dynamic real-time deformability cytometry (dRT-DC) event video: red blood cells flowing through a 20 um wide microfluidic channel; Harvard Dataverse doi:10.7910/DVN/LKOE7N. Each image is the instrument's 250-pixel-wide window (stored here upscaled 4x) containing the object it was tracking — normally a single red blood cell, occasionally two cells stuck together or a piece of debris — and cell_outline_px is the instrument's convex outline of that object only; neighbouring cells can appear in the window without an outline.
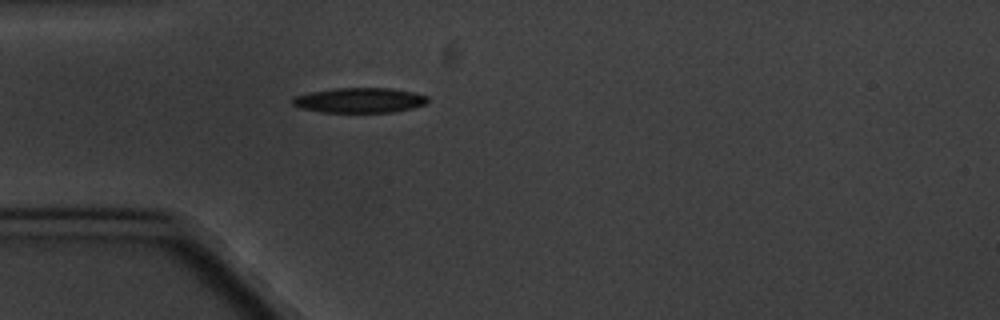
{"species": "common noctule bat (a hibernating species)", "species_latin": "Nyctalus noctula", "temperature_condition": "cold", "stored_images_in_passage": 3, "camera_frame_rate_fps": 3000, "um_per_image_px": 0.085, "animal": {"sex": "male", "body_mass_g": 20.1, "forearm_length_mm": 53.5}, "frame": {"image": 1, "passage_image": 3, "time_ms": 2.333, "image_size_px": [1000, 320], "cell_outline_px": [[428, 100], [424, 104], [412, 108], [392, 112], [320, 112], [300, 108], [292, 104], [292, 100], [296, 96], [308, 92], [336, 88], [388, 88], [412, 92], [428, 96]], "centroid_in_image_um": [30.53, 8.52], "position_along_channel_um": 54.5, "area_um2": 19.59}}